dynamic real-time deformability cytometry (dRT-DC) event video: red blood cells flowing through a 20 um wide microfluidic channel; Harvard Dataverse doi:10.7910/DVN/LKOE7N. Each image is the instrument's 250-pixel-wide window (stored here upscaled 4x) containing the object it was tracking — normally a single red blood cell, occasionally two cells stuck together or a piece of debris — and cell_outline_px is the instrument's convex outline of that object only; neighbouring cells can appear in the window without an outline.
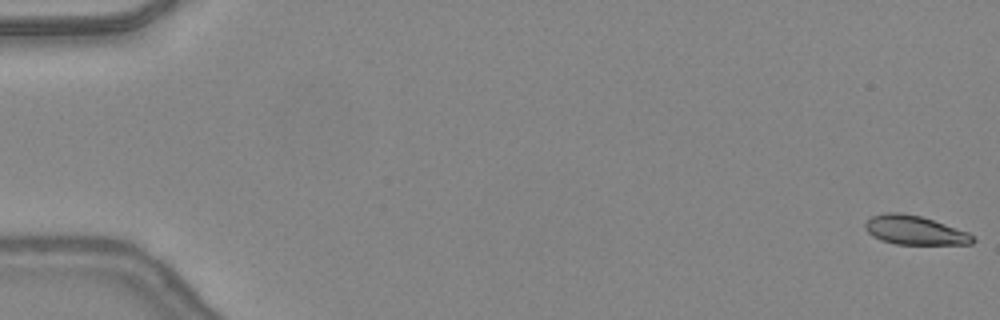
{"species": "common noctule bat (a hibernating species)", "species_latin": "Nyctalus noctula", "temperature_condition": "warm", "stored_images_in_passage": 48, "camera_frame_rate_fps": 3000, "um_per_image_px": 0.085, "animal": {"sex": "female", "body_mass_g": 24.6, "forearm_length_mm": 56.2}, "frame": {"image": 1, "passage_image": 1, "time_ms": 0.0, "image_size_px": [1000, 320], "cell_outline_px": [[976, 240], [972, 244], [896, 244], [880, 240], [872, 236], [864, 228], [864, 224], [872, 216], [888, 212], [900, 212], [920, 216], [968, 232]], "centroid_in_image_um": [77.72, 19.57], "position_along_channel_um": 7.3, "area_um2": 18.03}}
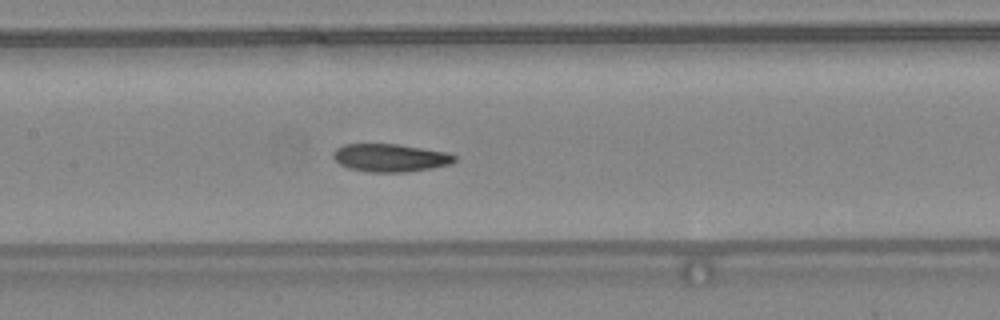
{"frame": {"image": 2, "passage_image": 24, "time_ms": 7.667, "image_size_px": [1000, 320], "cell_outline_px": [[456, 160], [452, 164], [432, 168], [408, 172], [368, 172], [348, 168], [340, 164], [332, 156], [332, 152], [336, 148], [344, 144], [396, 144], [444, 152], [456, 156]], "centroid_in_image_um": [33.14, 13.42], "position_along_channel_um": 174.3, "area_um2": 19.71}}
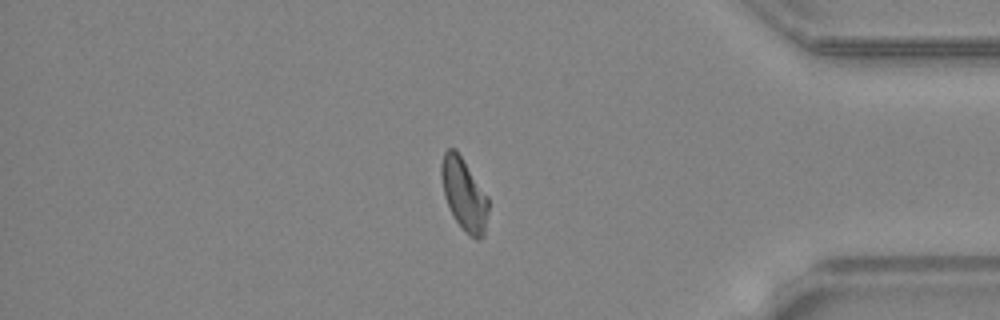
{"frame": {"image": 3, "passage_image": 41, "time_ms": 13.333, "image_size_px": [1000, 320], "cell_outline_px": [[488, 212], [484, 236], [480, 240], [476, 240], [456, 220], [444, 196], [440, 176], [440, 164], [444, 152], [448, 148], [456, 148], [488, 196]], "centroid_in_image_um": [39.44, 16.46], "position_along_channel_um": 395.8, "area_um2": 19.71}, "authors_computed_cell_mechanics": {"area_um2": 19.5942, "velocity_mm_per_s": 4.4036, "shape_relaxation_time_tau1_ms": 8.7708, "shape_relaxation_time_tau2_ms": 1.9288, "deformation_change_tau1": 0.228, "deformation_change_tau2": 0.0881}}